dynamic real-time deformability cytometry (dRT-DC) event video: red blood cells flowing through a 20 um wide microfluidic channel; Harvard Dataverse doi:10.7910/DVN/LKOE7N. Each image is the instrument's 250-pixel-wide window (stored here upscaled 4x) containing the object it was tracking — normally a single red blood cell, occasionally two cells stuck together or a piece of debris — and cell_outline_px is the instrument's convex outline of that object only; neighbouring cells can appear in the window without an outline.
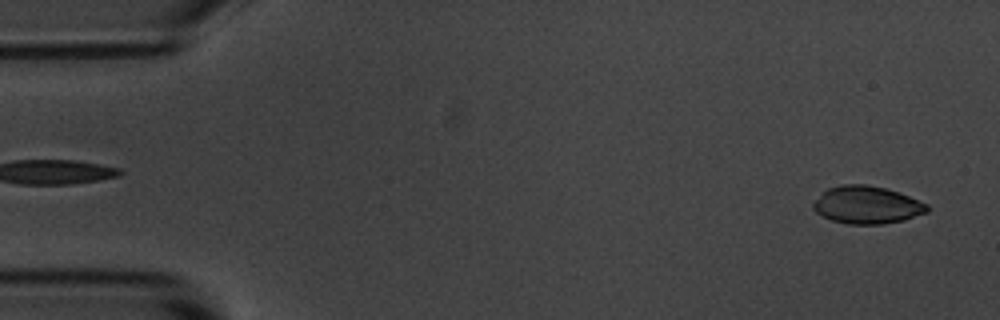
{"species": "common noctule bat (a hibernating species)", "species_latin": "Nyctalus noctula", "temperature_condition": "room temperature", "stored_images_in_passage": 54, "camera_frame_rate_fps": 3000, "um_per_image_px": 0.085, "animal": {"sex": "male", "body_mass_g": 20.1, "forearm_length_mm": 53.5}, "frame": {"image": 1, "passage_image": 2, "time_ms": 0.333, "image_size_px": [1000, 320], "cell_outline_px": [[928, 212], [904, 220], [884, 224], [848, 224], [832, 220], [816, 212], [812, 208], [812, 204], [828, 188], [840, 184], [864, 184], [884, 188], [908, 196], [928, 204]], "centroid_in_image_um": [73.69, 17.42], "position_along_channel_um": 11.3, "area_um2": 24.74}}
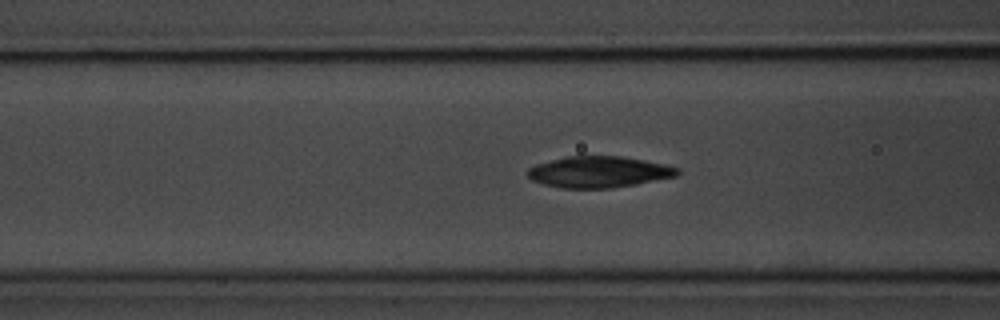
{"frame": {"image": 2, "passage_image": 20, "time_ms": 6.333, "image_size_px": [1000, 320], "cell_outline_px": [[680, 172], [676, 176], [636, 184], [612, 188], [560, 188], [544, 184], [532, 180], [528, 176], [528, 168], [536, 164], [568, 156], [620, 156], [644, 160], [664, 164], [680, 168]], "centroid_in_image_um": [50.91, 14.62], "position_along_channel_um": 115.7, "area_um2": 27.17}}
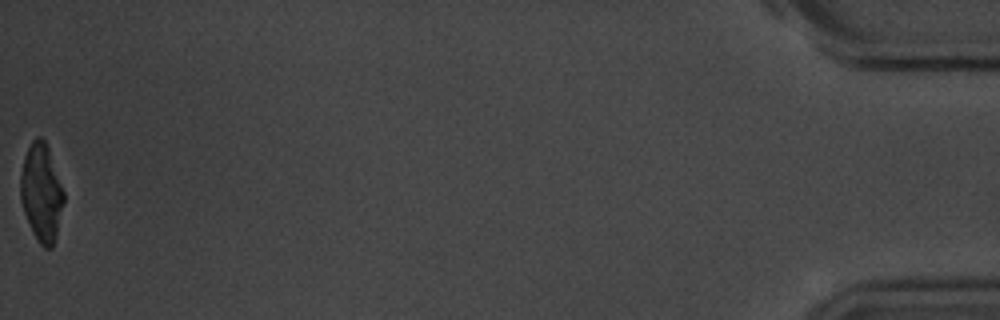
{"frame": {"image": 3, "passage_image": 54, "time_ms": 17.667, "image_size_px": [1000, 320], "cell_outline_px": [[64, 200], [56, 236], [52, 248], [44, 248], [36, 240], [32, 232], [24, 212], [20, 200], [20, 176], [24, 156], [32, 140], [36, 136], [40, 136], [44, 140], [48, 148], [64, 192]], "centroid_in_image_um": [3.5, 16.39], "position_along_channel_um": 431.7, "area_um2": 24.57}, "authors_computed_cell_mechanics": {"area_um2": 26.2701, "velocity_mm_per_s": 3.6744, "shape_relaxation_time_tau1_ms": 7.8968, "shape_relaxation_time_tau2_ms": 1.4067, "deformation_change_tau1": 0.2324, "deformation_change_tau2": 0.062}}